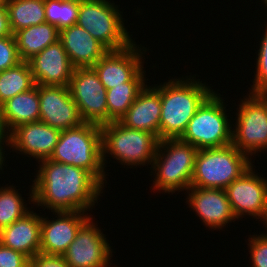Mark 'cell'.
I'll list each match as a JSON object with an SVG mask.
<instances>
[{"instance_id": "obj_1", "label": "cell", "mask_w": 267, "mask_h": 267, "mask_svg": "<svg viewBox=\"0 0 267 267\" xmlns=\"http://www.w3.org/2000/svg\"><path fill=\"white\" fill-rule=\"evenodd\" d=\"M41 163V164H40ZM39 170L29 190V204L55 212L92 210L104 186L89 172L50 159L39 161Z\"/></svg>"}, {"instance_id": "obj_2", "label": "cell", "mask_w": 267, "mask_h": 267, "mask_svg": "<svg viewBox=\"0 0 267 267\" xmlns=\"http://www.w3.org/2000/svg\"><path fill=\"white\" fill-rule=\"evenodd\" d=\"M191 77L160 84V140L181 138L199 106L214 91L206 82Z\"/></svg>"}, {"instance_id": "obj_3", "label": "cell", "mask_w": 267, "mask_h": 267, "mask_svg": "<svg viewBox=\"0 0 267 267\" xmlns=\"http://www.w3.org/2000/svg\"><path fill=\"white\" fill-rule=\"evenodd\" d=\"M49 159L89 171L104 187L107 183L102 164L100 125L83 122L78 127L61 130Z\"/></svg>"}, {"instance_id": "obj_4", "label": "cell", "mask_w": 267, "mask_h": 267, "mask_svg": "<svg viewBox=\"0 0 267 267\" xmlns=\"http://www.w3.org/2000/svg\"><path fill=\"white\" fill-rule=\"evenodd\" d=\"M197 153L195 146L180 138L160 140L149 167L151 176L156 174L151 189L168 194L187 191L191 187Z\"/></svg>"}, {"instance_id": "obj_5", "label": "cell", "mask_w": 267, "mask_h": 267, "mask_svg": "<svg viewBox=\"0 0 267 267\" xmlns=\"http://www.w3.org/2000/svg\"><path fill=\"white\" fill-rule=\"evenodd\" d=\"M100 128L104 169L108 155L130 168L152 166L160 141L155 134L127 128L119 121L103 124Z\"/></svg>"}, {"instance_id": "obj_6", "label": "cell", "mask_w": 267, "mask_h": 267, "mask_svg": "<svg viewBox=\"0 0 267 267\" xmlns=\"http://www.w3.org/2000/svg\"><path fill=\"white\" fill-rule=\"evenodd\" d=\"M250 156L234 145L198 150L191 186L225 190L252 165Z\"/></svg>"}, {"instance_id": "obj_7", "label": "cell", "mask_w": 267, "mask_h": 267, "mask_svg": "<svg viewBox=\"0 0 267 267\" xmlns=\"http://www.w3.org/2000/svg\"><path fill=\"white\" fill-rule=\"evenodd\" d=\"M220 93L213 91L199 106L189 121L181 140L195 146L198 150L221 148L231 145L232 122L228 119L227 106Z\"/></svg>"}, {"instance_id": "obj_8", "label": "cell", "mask_w": 267, "mask_h": 267, "mask_svg": "<svg viewBox=\"0 0 267 267\" xmlns=\"http://www.w3.org/2000/svg\"><path fill=\"white\" fill-rule=\"evenodd\" d=\"M110 0H80L77 25L108 51L127 48L134 40L127 31L122 12Z\"/></svg>"}, {"instance_id": "obj_9", "label": "cell", "mask_w": 267, "mask_h": 267, "mask_svg": "<svg viewBox=\"0 0 267 267\" xmlns=\"http://www.w3.org/2000/svg\"><path fill=\"white\" fill-rule=\"evenodd\" d=\"M240 100L231 144L252 158L267 151V102L260 94L250 93Z\"/></svg>"}, {"instance_id": "obj_10", "label": "cell", "mask_w": 267, "mask_h": 267, "mask_svg": "<svg viewBox=\"0 0 267 267\" xmlns=\"http://www.w3.org/2000/svg\"><path fill=\"white\" fill-rule=\"evenodd\" d=\"M68 88L83 122L108 123L107 89L93 67L75 68Z\"/></svg>"}, {"instance_id": "obj_11", "label": "cell", "mask_w": 267, "mask_h": 267, "mask_svg": "<svg viewBox=\"0 0 267 267\" xmlns=\"http://www.w3.org/2000/svg\"><path fill=\"white\" fill-rule=\"evenodd\" d=\"M90 217L78 230L74 241L62 254L70 267H108L112 249L106 236ZM111 267V266H110ZM114 267H117L114 265Z\"/></svg>"}, {"instance_id": "obj_12", "label": "cell", "mask_w": 267, "mask_h": 267, "mask_svg": "<svg viewBox=\"0 0 267 267\" xmlns=\"http://www.w3.org/2000/svg\"><path fill=\"white\" fill-rule=\"evenodd\" d=\"M254 167L252 165L225 190L238 220L248 215L264 223L267 218V180L256 174Z\"/></svg>"}, {"instance_id": "obj_13", "label": "cell", "mask_w": 267, "mask_h": 267, "mask_svg": "<svg viewBox=\"0 0 267 267\" xmlns=\"http://www.w3.org/2000/svg\"><path fill=\"white\" fill-rule=\"evenodd\" d=\"M39 121L67 130L80 126L83 121L68 86L39 85Z\"/></svg>"}, {"instance_id": "obj_14", "label": "cell", "mask_w": 267, "mask_h": 267, "mask_svg": "<svg viewBox=\"0 0 267 267\" xmlns=\"http://www.w3.org/2000/svg\"><path fill=\"white\" fill-rule=\"evenodd\" d=\"M83 211L55 212V218L41 215L40 254L62 256L80 227L92 216ZM58 216V217H57Z\"/></svg>"}, {"instance_id": "obj_15", "label": "cell", "mask_w": 267, "mask_h": 267, "mask_svg": "<svg viewBox=\"0 0 267 267\" xmlns=\"http://www.w3.org/2000/svg\"><path fill=\"white\" fill-rule=\"evenodd\" d=\"M187 194V204L209 230H222L225 225L237 220L226 190L191 186Z\"/></svg>"}, {"instance_id": "obj_16", "label": "cell", "mask_w": 267, "mask_h": 267, "mask_svg": "<svg viewBox=\"0 0 267 267\" xmlns=\"http://www.w3.org/2000/svg\"><path fill=\"white\" fill-rule=\"evenodd\" d=\"M139 46L134 41L127 48L108 51L93 66L107 90L129 82L143 68L145 56Z\"/></svg>"}, {"instance_id": "obj_17", "label": "cell", "mask_w": 267, "mask_h": 267, "mask_svg": "<svg viewBox=\"0 0 267 267\" xmlns=\"http://www.w3.org/2000/svg\"><path fill=\"white\" fill-rule=\"evenodd\" d=\"M60 133L61 130L41 121L25 123L9 134V147L39 162L51 157Z\"/></svg>"}, {"instance_id": "obj_18", "label": "cell", "mask_w": 267, "mask_h": 267, "mask_svg": "<svg viewBox=\"0 0 267 267\" xmlns=\"http://www.w3.org/2000/svg\"><path fill=\"white\" fill-rule=\"evenodd\" d=\"M36 85L68 86L74 72L60 40L28 60Z\"/></svg>"}, {"instance_id": "obj_19", "label": "cell", "mask_w": 267, "mask_h": 267, "mask_svg": "<svg viewBox=\"0 0 267 267\" xmlns=\"http://www.w3.org/2000/svg\"><path fill=\"white\" fill-rule=\"evenodd\" d=\"M157 85L146 84L119 122L130 129L151 132L160 139L161 96L160 84Z\"/></svg>"}, {"instance_id": "obj_20", "label": "cell", "mask_w": 267, "mask_h": 267, "mask_svg": "<svg viewBox=\"0 0 267 267\" xmlns=\"http://www.w3.org/2000/svg\"><path fill=\"white\" fill-rule=\"evenodd\" d=\"M59 40L74 68L93 67L108 52L101 43L77 24L59 31Z\"/></svg>"}, {"instance_id": "obj_21", "label": "cell", "mask_w": 267, "mask_h": 267, "mask_svg": "<svg viewBox=\"0 0 267 267\" xmlns=\"http://www.w3.org/2000/svg\"><path fill=\"white\" fill-rule=\"evenodd\" d=\"M33 210L0 230V243L29 259L40 253L41 215Z\"/></svg>"}, {"instance_id": "obj_22", "label": "cell", "mask_w": 267, "mask_h": 267, "mask_svg": "<svg viewBox=\"0 0 267 267\" xmlns=\"http://www.w3.org/2000/svg\"><path fill=\"white\" fill-rule=\"evenodd\" d=\"M0 111L9 134L19 125L39 121V85L4 102Z\"/></svg>"}, {"instance_id": "obj_23", "label": "cell", "mask_w": 267, "mask_h": 267, "mask_svg": "<svg viewBox=\"0 0 267 267\" xmlns=\"http://www.w3.org/2000/svg\"><path fill=\"white\" fill-rule=\"evenodd\" d=\"M13 35L22 61H28L59 40V30L48 22L21 29Z\"/></svg>"}, {"instance_id": "obj_24", "label": "cell", "mask_w": 267, "mask_h": 267, "mask_svg": "<svg viewBox=\"0 0 267 267\" xmlns=\"http://www.w3.org/2000/svg\"><path fill=\"white\" fill-rule=\"evenodd\" d=\"M144 67L129 81L107 90L108 123L119 121L145 87Z\"/></svg>"}, {"instance_id": "obj_25", "label": "cell", "mask_w": 267, "mask_h": 267, "mask_svg": "<svg viewBox=\"0 0 267 267\" xmlns=\"http://www.w3.org/2000/svg\"><path fill=\"white\" fill-rule=\"evenodd\" d=\"M6 8L12 34L46 22L45 0H7Z\"/></svg>"}, {"instance_id": "obj_26", "label": "cell", "mask_w": 267, "mask_h": 267, "mask_svg": "<svg viewBox=\"0 0 267 267\" xmlns=\"http://www.w3.org/2000/svg\"><path fill=\"white\" fill-rule=\"evenodd\" d=\"M28 61L0 72V106L19 93L28 91L35 86Z\"/></svg>"}, {"instance_id": "obj_27", "label": "cell", "mask_w": 267, "mask_h": 267, "mask_svg": "<svg viewBox=\"0 0 267 267\" xmlns=\"http://www.w3.org/2000/svg\"><path fill=\"white\" fill-rule=\"evenodd\" d=\"M7 186V187H6ZM0 187V230L8 227L16 220L23 218L31 208L24 204L25 200L15 186L8 184Z\"/></svg>"}, {"instance_id": "obj_28", "label": "cell", "mask_w": 267, "mask_h": 267, "mask_svg": "<svg viewBox=\"0 0 267 267\" xmlns=\"http://www.w3.org/2000/svg\"><path fill=\"white\" fill-rule=\"evenodd\" d=\"M80 0H45L46 22L59 31L77 24Z\"/></svg>"}, {"instance_id": "obj_29", "label": "cell", "mask_w": 267, "mask_h": 267, "mask_svg": "<svg viewBox=\"0 0 267 267\" xmlns=\"http://www.w3.org/2000/svg\"><path fill=\"white\" fill-rule=\"evenodd\" d=\"M259 50L256 57V74L254 75L253 85L249 90L250 94H260L267 89V24Z\"/></svg>"}, {"instance_id": "obj_30", "label": "cell", "mask_w": 267, "mask_h": 267, "mask_svg": "<svg viewBox=\"0 0 267 267\" xmlns=\"http://www.w3.org/2000/svg\"><path fill=\"white\" fill-rule=\"evenodd\" d=\"M20 59L14 35L0 37V72L18 65Z\"/></svg>"}, {"instance_id": "obj_31", "label": "cell", "mask_w": 267, "mask_h": 267, "mask_svg": "<svg viewBox=\"0 0 267 267\" xmlns=\"http://www.w3.org/2000/svg\"><path fill=\"white\" fill-rule=\"evenodd\" d=\"M252 267H267V233L254 234L248 239Z\"/></svg>"}, {"instance_id": "obj_32", "label": "cell", "mask_w": 267, "mask_h": 267, "mask_svg": "<svg viewBox=\"0 0 267 267\" xmlns=\"http://www.w3.org/2000/svg\"><path fill=\"white\" fill-rule=\"evenodd\" d=\"M0 267H30V259L0 243Z\"/></svg>"}, {"instance_id": "obj_33", "label": "cell", "mask_w": 267, "mask_h": 267, "mask_svg": "<svg viewBox=\"0 0 267 267\" xmlns=\"http://www.w3.org/2000/svg\"><path fill=\"white\" fill-rule=\"evenodd\" d=\"M30 267H70L62 256L37 254L30 259Z\"/></svg>"}, {"instance_id": "obj_34", "label": "cell", "mask_w": 267, "mask_h": 267, "mask_svg": "<svg viewBox=\"0 0 267 267\" xmlns=\"http://www.w3.org/2000/svg\"><path fill=\"white\" fill-rule=\"evenodd\" d=\"M12 32L9 26L7 8L0 7V37L12 36Z\"/></svg>"}, {"instance_id": "obj_35", "label": "cell", "mask_w": 267, "mask_h": 267, "mask_svg": "<svg viewBox=\"0 0 267 267\" xmlns=\"http://www.w3.org/2000/svg\"><path fill=\"white\" fill-rule=\"evenodd\" d=\"M0 143H5L7 147H9V133L6 131L1 111H0Z\"/></svg>"}, {"instance_id": "obj_36", "label": "cell", "mask_w": 267, "mask_h": 267, "mask_svg": "<svg viewBox=\"0 0 267 267\" xmlns=\"http://www.w3.org/2000/svg\"><path fill=\"white\" fill-rule=\"evenodd\" d=\"M2 145H5L4 143H0V170L2 171V170H4L3 168V166H4V162L6 161L5 159H6V156H4V155H7V153L5 154V152L6 151H4L5 150V146L3 147ZM4 148V149H3ZM0 171V172H1ZM1 174V173H0Z\"/></svg>"}, {"instance_id": "obj_37", "label": "cell", "mask_w": 267, "mask_h": 267, "mask_svg": "<svg viewBox=\"0 0 267 267\" xmlns=\"http://www.w3.org/2000/svg\"><path fill=\"white\" fill-rule=\"evenodd\" d=\"M260 95L266 100V102H267V89L266 90H264V91H262L261 93H260Z\"/></svg>"}, {"instance_id": "obj_38", "label": "cell", "mask_w": 267, "mask_h": 267, "mask_svg": "<svg viewBox=\"0 0 267 267\" xmlns=\"http://www.w3.org/2000/svg\"><path fill=\"white\" fill-rule=\"evenodd\" d=\"M7 0H0V7H5Z\"/></svg>"}, {"instance_id": "obj_39", "label": "cell", "mask_w": 267, "mask_h": 267, "mask_svg": "<svg viewBox=\"0 0 267 267\" xmlns=\"http://www.w3.org/2000/svg\"><path fill=\"white\" fill-rule=\"evenodd\" d=\"M263 1V4H265V6H267V0H261V2ZM267 8V7H266Z\"/></svg>"}, {"instance_id": "obj_40", "label": "cell", "mask_w": 267, "mask_h": 267, "mask_svg": "<svg viewBox=\"0 0 267 267\" xmlns=\"http://www.w3.org/2000/svg\"><path fill=\"white\" fill-rule=\"evenodd\" d=\"M265 226V228H267V218H266V221L263 223ZM267 230V229H266ZM267 232V231H266Z\"/></svg>"}]
</instances>
